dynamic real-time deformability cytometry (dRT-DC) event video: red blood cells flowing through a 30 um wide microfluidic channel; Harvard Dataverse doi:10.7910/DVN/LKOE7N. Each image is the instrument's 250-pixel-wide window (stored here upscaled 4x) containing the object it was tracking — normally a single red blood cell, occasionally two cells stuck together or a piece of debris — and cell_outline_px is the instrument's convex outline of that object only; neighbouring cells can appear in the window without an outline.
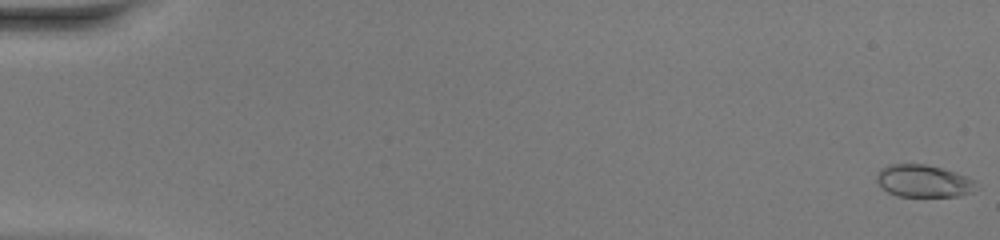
{"species": "common noctule bat (a hibernating species)", "species_latin": "Nyctalus noctula", "temperature_condition": "warm", "stored_images_in_passage": 50, "camera_frame_rate_fps": 3000, "um_per_image_px": 0.085, "animal": {"sex": "female", "body_mass_g": 20.0, "forearm_length_mm": 54.0}, "frame": {"image": 1, "passage_image": 1, "time_ms": 0.0, "image_size_px": [1000, 240], "cell_outline_px": [[972, 192], [956, 196], [896, 196], [888, 192], [876, 180], [876, 176], [880, 168], [888, 164], [924, 164], [956, 172], [972, 180]], "centroid_in_image_um": [78.4, 15.38], "position_along_channel_um": 6.6, "area_um2": 18.32}}
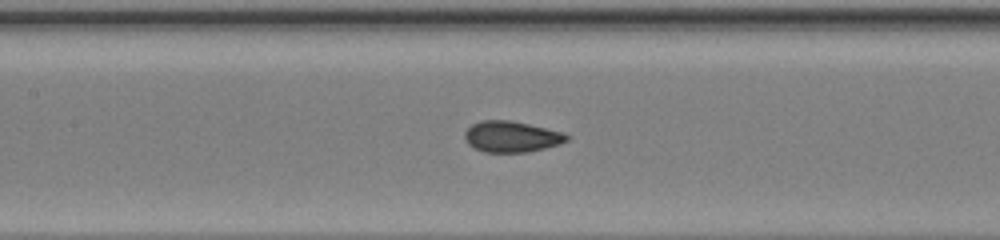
{"frame": {"image": 2, "passage_image": 25, "time_ms": 8.0, "image_size_px": [1000, 240], "cell_outline_px": [[572, 136], [568, 140], [560, 144], [528, 152], [484, 152], [468, 144], [464, 140], [464, 132], [472, 124], [480, 120], [508, 120], [528, 124], [564, 132]], "centroid_in_image_um": [43.49, 11.61], "position_along_channel_um": 163.9, "area_um2": 18.55}}
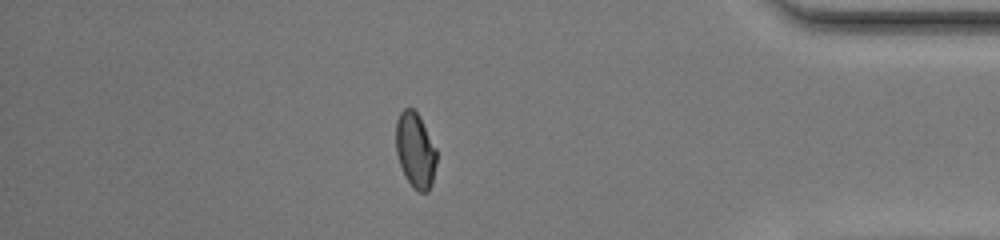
{"frame": {"image": 3, "passage_image": 44, "time_ms": 14.333, "image_size_px": [1000, 240], "cell_outline_px": [[436, 164], [432, 184], [428, 192], [420, 192], [412, 188], [400, 164], [396, 152], [396, 120], [400, 112], [404, 108], [412, 108], [420, 116], [436, 148]], "centroid_in_image_um": [35.31, 12.76], "position_along_channel_um": 399.9, "area_um2": 17.86}, "authors_computed_cell_mechanics": {"area_um2": 18.3804, "velocity_mm_per_s": 4.2166, "shape_relaxation_time_tau1_ms": 5.1774, "shape_relaxation_time_tau2_ms": null, "deformation_change_tau1": 0.1688, "deformation_change_tau2": null}}